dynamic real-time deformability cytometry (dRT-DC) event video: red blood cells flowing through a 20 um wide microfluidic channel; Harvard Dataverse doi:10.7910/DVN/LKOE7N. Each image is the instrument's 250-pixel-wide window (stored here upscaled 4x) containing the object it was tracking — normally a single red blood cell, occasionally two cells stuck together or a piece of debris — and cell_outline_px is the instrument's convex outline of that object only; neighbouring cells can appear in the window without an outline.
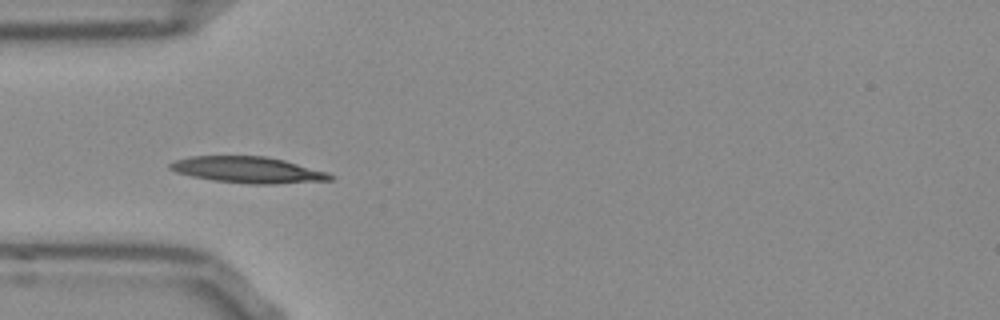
{"species": "Egyptian fruit bat (a non-hibernating species)", "species_latin": "Rousettus aegyptiacus", "temperature_condition": "room temperature", "stored_images_in_passage": 16, "camera_frame_rate_fps": 3000, "um_per_image_px": 0.085, "frame": {"image": 1, "passage_image": 7, "time_ms": 2.0, "image_size_px": [1000, 320], "cell_outline_px": [[336, 176], [332, 180], [276, 184], [252, 184], [212, 180], [192, 176], [176, 172], [168, 168], [168, 164], [176, 160], [192, 156], [264, 156], [284, 160], [328, 172]], "centroid_in_image_um": [21.1, 14.44], "position_along_channel_um": 63.9, "area_um2": 24.51}}
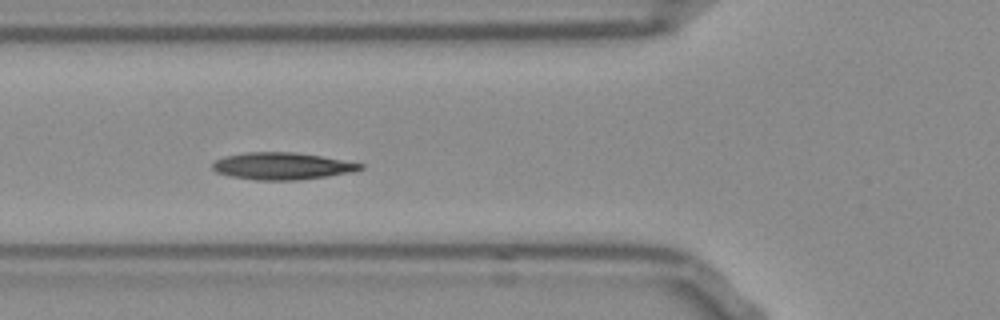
{"frame": {"image": 2, "passage_image": 10, "time_ms": 3.0, "image_size_px": [1000, 320], "cell_outline_px": [[364, 168], [352, 172], [328, 176], [300, 180], [256, 180], [228, 176], [216, 172], [212, 168], [212, 164], [216, 160], [224, 156], [244, 152], [296, 152], [320, 156], [364, 164]], "centroid_in_image_um": [23.95, 14.12], "position_along_channel_um": 101.8, "area_um2": 23.41}}